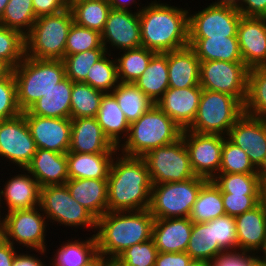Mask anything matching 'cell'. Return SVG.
I'll list each match as a JSON object with an SVG mask.
<instances>
[{
    "label": "cell",
    "instance_id": "28",
    "mask_svg": "<svg viewBox=\"0 0 266 266\" xmlns=\"http://www.w3.org/2000/svg\"><path fill=\"white\" fill-rule=\"evenodd\" d=\"M116 154L67 152L69 179H107Z\"/></svg>",
    "mask_w": 266,
    "mask_h": 266
},
{
    "label": "cell",
    "instance_id": "2",
    "mask_svg": "<svg viewBox=\"0 0 266 266\" xmlns=\"http://www.w3.org/2000/svg\"><path fill=\"white\" fill-rule=\"evenodd\" d=\"M108 180L107 208L111 212L149 209L152 182L145 160L117 153Z\"/></svg>",
    "mask_w": 266,
    "mask_h": 266
},
{
    "label": "cell",
    "instance_id": "27",
    "mask_svg": "<svg viewBox=\"0 0 266 266\" xmlns=\"http://www.w3.org/2000/svg\"><path fill=\"white\" fill-rule=\"evenodd\" d=\"M200 63L190 47L168 52L169 88H187L200 85Z\"/></svg>",
    "mask_w": 266,
    "mask_h": 266
},
{
    "label": "cell",
    "instance_id": "16",
    "mask_svg": "<svg viewBox=\"0 0 266 266\" xmlns=\"http://www.w3.org/2000/svg\"><path fill=\"white\" fill-rule=\"evenodd\" d=\"M101 36L102 44L110 54H115L112 52L115 50L141 47L139 12L111 9Z\"/></svg>",
    "mask_w": 266,
    "mask_h": 266
},
{
    "label": "cell",
    "instance_id": "17",
    "mask_svg": "<svg viewBox=\"0 0 266 266\" xmlns=\"http://www.w3.org/2000/svg\"><path fill=\"white\" fill-rule=\"evenodd\" d=\"M227 138L247 152L250 162L259 170L266 160V120L244 113L232 126Z\"/></svg>",
    "mask_w": 266,
    "mask_h": 266
},
{
    "label": "cell",
    "instance_id": "24",
    "mask_svg": "<svg viewBox=\"0 0 266 266\" xmlns=\"http://www.w3.org/2000/svg\"><path fill=\"white\" fill-rule=\"evenodd\" d=\"M26 170L37 180L40 188L63 185L69 179L66 153L37 149Z\"/></svg>",
    "mask_w": 266,
    "mask_h": 266
},
{
    "label": "cell",
    "instance_id": "56",
    "mask_svg": "<svg viewBox=\"0 0 266 266\" xmlns=\"http://www.w3.org/2000/svg\"><path fill=\"white\" fill-rule=\"evenodd\" d=\"M29 252H33V251H25L24 253L22 250V252H18L12 266H50L46 264V261L44 262L45 260L44 257L49 259L46 253L47 251H34V253L35 252L38 253L37 255L34 253L31 254ZM39 254L40 256H38ZM42 256L44 257L39 258Z\"/></svg>",
    "mask_w": 266,
    "mask_h": 266
},
{
    "label": "cell",
    "instance_id": "54",
    "mask_svg": "<svg viewBox=\"0 0 266 266\" xmlns=\"http://www.w3.org/2000/svg\"><path fill=\"white\" fill-rule=\"evenodd\" d=\"M192 261V258L186 252H159L156 258L155 266H189Z\"/></svg>",
    "mask_w": 266,
    "mask_h": 266
},
{
    "label": "cell",
    "instance_id": "67",
    "mask_svg": "<svg viewBox=\"0 0 266 266\" xmlns=\"http://www.w3.org/2000/svg\"><path fill=\"white\" fill-rule=\"evenodd\" d=\"M259 176H266V160L261 168L258 170Z\"/></svg>",
    "mask_w": 266,
    "mask_h": 266
},
{
    "label": "cell",
    "instance_id": "45",
    "mask_svg": "<svg viewBox=\"0 0 266 266\" xmlns=\"http://www.w3.org/2000/svg\"><path fill=\"white\" fill-rule=\"evenodd\" d=\"M25 57V36L18 30L0 24V59L12 70Z\"/></svg>",
    "mask_w": 266,
    "mask_h": 266
},
{
    "label": "cell",
    "instance_id": "5",
    "mask_svg": "<svg viewBox=\"0 0 266 266\" xmlns=\"http://www.w3.org/2000/svg\"><path fill=\"white\" fill-rule=\"evenodd\" d=\"M12 72L16 82L17 103L22 112L27 111L39 98L54 88L55 84L66 78L62 60L27 56Z\"/></svg>",
    "mask_w": 266,
    "mask_h": 266
},
{
    "label": "cell",
    "instance_id": "66",
    "mask_svg": "<svg viewBox=\"0 0 266 266\" xmlns=\"http://www.w3.org/2000/svg\"><path fill=\"white\" fill-rule=\"evenodd\" d=\"M8 2H9V0H0V17L3 14L5 7H6Z\"/></svg>",
    "mask_w": 266,
    "mask_h": 266
},
{
    "label": "cell",
    "instance_id": "6",
    "mask_svg": "<svg viewBox=\"0 0 266 266\" xmlns=\"http://www.w3.org/2000/svg\"><path fill=\"white\" fill-rule=\"evenodd\" d=\"M74 22L70 8L36 19L25 35V56L36 59L62 60L69 29Z\"/></svg>",
    "mask_w": 266,
    "mask_h": 266
},
{
    "label": "cell",
    "instance_id": "19",
    "mask_svg": "<svg viewBox=\"0 0 266 266\" xmlns=\"http://www.w3.org/2000/svg\"><path fill=\"white\" fill-rule=\"evenodd\" d=\"M15 171L13 176L10 174V178H6L3 187L0 186V216L13 210L40 206V186L37 180L26 169L17 168ZM1 210L4 212L1 213Z\"/></svg>",
    "mask_w": 266,
    "mask_h": 266
},
{
    "label": "cell",
    "instance_id": "60",
    "mask_svg": "<svg viewBox=\"0 0 266 266\" xmlns=\"http://www.w3.org/2000/svg\"><path fill=\"white\" fill-rule=\"evenodd\" d=\"M211 4L214 5H223V6H232L237 8L240 4V0H215Z\"/></svg>",
    "mask_w": 266,
    "mask_h": 266
},
{
    "label": "cell",
    "instance_id": "37",
    "mask_svg": "<svg viewBox=\"0 0 266 266\" xmlns=\"http://www.w3.org/2000/svg\"><path fill=\"white\" fill-rule=\"evenodd\" d=\"M155 53V51L142 46L117 52L118 55L115 54L114 57L119 82L134 83L146 70Z\"/></svg>",
    "mask_w": 266,
    "mask_h": 266
},
{
    "label": "cell",
    "instance_id": "33",
    "mask_svg": "<svg viewBox=\"0 0 266 266\" xmlns=\"http://www.w3.org/2000/svg\"><path fill=\"white\" fill-rule=\"evenodd\" d=\"M134 84L156 104L169 88L168 52L155 53Z\"/></svg>",
    "mask_w": 266,
    "mask_h": 266
},
{
    "label": "cell",
    "instance_id": "65",
    "mask_svg": "<svg viewBox=\"0 0 266 266\" xmlns=\"http://www.w3.org/2000/svg\"><path fill=\"white\" fill-rule=\"evenodd\" d=\"M83 266H98V253L86 265Z\"/></svg>",
    "mask_w": 266,
    "mask_h": 266
},
{
    "label": "cell",
    "instance_id": "30",
    "mask_svg": "<svg viewBox=\"0 0 266 266\" xmlns=\"http://www.w3.org/2000/svg\"><path fill=\"white\" fill-rule=\"evenodd\" d=\"M200 61L243 62L237 37L189 38Z\"/></svg>",
    "mask_w": 266,
    "mask_h": 266
},
{
    "label": "cell",
    "instance_id": "23",
    "mask_svg": "<svg viewBox=\"0 0 266 266\" xmlns=\"http://www.w3.org/2000/svg\"><path fill=\"white\" fill-rule=\"evenodd\" d=\"M193 222L188 217L155 219L152 239L158 252H186Z\"/></svg>",
    "mask_w": 266,
    "mask_h": 266
},
{
    "label": "cell",
    "instance_id": "18",
    "mask_svg": "<svg viewBox=\"0 0 266 266\" xmlns=\"http://www.w3.org/2000/svg\"><path fill=\"white\" fill-rule=\"evenodd\" d=\"M37 149L67 153L70 147L71 118H51L22 112Z\"/></svg>",
    "mask_w": 266,
    "mask_h": 266
},
{
    "label": "cell",
    "instance_id": "43",
    "mask_svg": "<svg viewBox=\"0 0 266 266\" xmlns=\"http://www.w3.org/2000/svg\"><path fill=\"white\" fill-rule=\"evenodd\" d=\"M212 180L221 193L260 195L258 173H218Z\"/></svg>",
    "mask_w": 266,
    "mask_h": 266
},
{
    "label": "cell",
    "instance_id": "53",
    "mask_svg": "<svg viewBox=\"0 0 266 266\" xmlns=\"http://www.w3.org/2000/svg\"><path fill=\"white\" fill-rule=\"evenodd\" d=\"M37 18L59 13L69 8L68 0H32Z\"/></svg>",
    "mask_w": 266,
    "mask_h": 266
},
{
    "label": "cell",
    "instance_id": "50",
    "mask_svg": "<svg viewBox=\"0 0 266 266\" xmlns=\"http://www.w3.org/2000/svg\"><path fill=\"white\" fill-rule=\"evenodd\" d=\"M213 227L214 242L224 251L237 250L235 217L223 215L209 221Z\"/></svg>",
    "mask_w": 266,
    "mask_h": 266
},
{
    "label": "cell",
    "instance_id": "58",
    "mask_svg": "<svg viewBox=\"0 0 266 266\" xmlns=\"http://www.w3.org/2000/svg\"><path fill=\"white\" fill-rule=\"evenodd\" d=\"M107 1L109 2L111 9L114 10L139 12L144 7L143 6L144 4L141 3L140 0H107ZM133 5L137 6L131 7ZM131 8L132 9L135 8L136 11L134 9L131 10Z\"/></svg>",
    "mask_w": 266,
    "mask_h": 266
},
{
    "label": "cell",
    "instance_id": "11",
    "mask_svg": "<svg viewBox=\"0 0 266 266\" xmlns=\"http://www.w3.org/2000/svg\"><path fill=\"white\" fill-rule=\"evenodd\" d=\"M142 158L152 184L179 182L196 176L182 137L172 144L152 149Z\"/></svg>",
    "mask_w": 266,
    "mask_h": 266
},
{
    "label": "cell",
    "instance_id": "21",
    "mask_svg": "<svg viewBox=\"0 0 266 266\" xmlns=\"http://www.w3.org/2000/svg\"><path fill=\"white\" fill-rule=\"evenodd\" d=\"M202 87L168 88L156 105L183 130L194 121Z\"/></svg>",
    "mask_w": 266,
    "mask_h": 266
},
{
    "label": "cell",
    "instance_id": "44",
    "mask_svg": "<svg viewBox=\"0 0 266 266\" xmlns=\"http://www.w3.org/2000/svg\"><path fill=\"white\" fill-rule=\"evenodd\" d=\"M105 48H95L73 55L64 56L62 59L65 67L66 77L73 82L86 83V76L98 60L106 54Z\"/></svg>",
    "mask_w": 266,
    "mask_h": 266
},
{
    "label": "cell",
    "instance_id": "64",
    "mask_svg": "<svg viewBox=\"0 0 266 266\" xmlns=\"http://www.w3.org/2000/svg\"><path fill=\"white\" fill-rule=\"evenodd\" d=\"M189 266H210L208 262L193 260Z\"/></svg>",
    "mask_w": 266,
    "mask_h": 266
},
{
    "label": "cell",
    "instance_id": "10",
    "mask_svg": "<svg viewBox=\"0 0 266 266\" xmlns=\"http://www.w3.org/2000/svg\"><path fill=\"white\" fill-rule=\"evenodd\" d=\"M206 178L152 184L149 211L155 219L188 217Z\"/></svg>",
    "mask_w": 266,
    "mask_h": 266
},
{
    "label": "cell",
    "instance_id": "32",
    "mask_svg": "<svg viewBox=\"0 0 266 266\" xmlns=\"http://www.w3.org/2000/svg\"><path fill=\"white\" fill-rule=\"evenodd\" d=\"M73 81L65 78L27 111L32 115L51 118H70Z\"/></svg>",
    "mask_w": 266,
    "mask_h": 266
},
{
    "label": "cell",
    "instance_id": "55",
    "mask_svg": "<svg viewBox=\"0 0 266 266\" xmlns=\"http://www.w3.org/2000/svg\"><path fill=\"white\" fill-rule=\"evenodd\" d=\"M237 9L245 17H266V0H240Z\"/></svg>",
    "mask_w": 266,
    "mask_h": 266
},
{
    "label": "cell",
    "instance_id": "15",
    "mask_svg": "<svg viewBox=\"0 0 266 266\" xmlns=\"http://www.w3.org/2000/svg\"><path fill=\"white\" fill-rule=\"evenodd\" d=\"M181 137L189 153L195 175L212 180L219 173L222 147L227 136L184 129Z\"/></svg>",
    "mask_w": 266,
    "mask_h": 266
},
{
    "label": "cell",
    "instance_id": "41",
    "mask_svg": "<svg viewBox=\"0 0 266 266\" xmlns=\"http://www.w3.org/2000/svg\"><path fill=\"white\" fill-rule=\"evenodd\" d=\"M36 19L32 0H9L0 17V24L18 30L25 36Z\"/></svg>",
    "mask_w": 266,
    "mask_h": 266
},
{
    "label": "cell",
    "instance_id": "35",
    "mask_svg": "<svg viewBox=\"0 0 266 266\" xmlns=\"http://www.w3.org/2000/svg\"><path fill=\"white\" fill-rule=\"evenodd\" d=\"M74 22L98 32H102L111 6L107 0H74L69 3Z\"/></svg>",
    "mask_w": 266,
    "mask_h": 266
},
{
    "label": "cell",
    "instance_id": "9",
    "mask_svg": "<svg viewBox=\"0 0 266 266\" xmlns=\"http://www.w3.org/2000/svg\"><path fill=\"white\" fill-rule=\"evenodd\" d=\"M40 207L50 226L57 223V226L73 227L75 233L84 227L96 233L97 219L71 196L65 184L40 188Z\"/></svg>",
    "mask_w": 266,
    "mask_h": 266
},
{
    "label": "cell",
    "instance_id": "34",
    "mask_svg": "<svg viewBox=\"0 0 266 266\" xmlns=\"http://www.w3.org/2000/svg\"><path fill=\"white\" fill-rule=\"evenodd\" d=\"M226 215L220 188L213 180H208L200 189L189 219L192 222H209Z\"/></svg>",
    "mask_w": 266,
    "mask_h": 266
},
{
    "label": "cell",
    "instance_id": "26",
    "mask_svg": "<svg viewBox=\"0 0 266 266\" xmlns=\"http://www.w3.org/2000/svg\"><path fill=\"white\" fill-rule=\"evenodd\" d=\"M65 185L71 196L96 219L108 212L107 179H68Z\"/></svg>",
    "mask_w": 266,
    "mask_h": 266
},
{
    "label": "cell",
    "instance_id": "36",
    "mask_svg": "<svg viewBox=\"0 0 266 266\" xmlns=\"http://www.w3.org/2000/svg\"><path fill=\"white\" fill-rule=\"evenodd\" d=\"M224 250L214 242L213 227L210 222H193L186 253L196 261L210 262Z\"/></svg>",
    "mask_w": 266,
    "mask_h": 266
},
{
    "label": "cell",
    "instance_id": "3",
    "mask_svg": "<svg viewBox=\"0 0 266 266\" xmlns=\"http://www.w3.org/2000/svg\"><path fill=\"white\" fill-rule=\"evenodd\" d=\"M154 220L149 209L106 212L96 223L97 252L115 260L129 247L152 238Z\"/></svg>",
    "mask_w": 266,
    "mask_h": 266
},
{
    "label": "cell",
    "instance_id": "40",
    "mask_svg": "<svg viewBox=\"0 0 266 266\" xmlns=\"http://www.w3.org/2000/svg\"><path fill=\"white\" fill-rule=\"evenodd\" d=\"M244 113L253 117H266V68L249 69L247 99Z\"/></svg>",
    "mask_w": 266,
    "mask_h": 266
},
{
    "label": "cell",
    "instance_id": "22",
    "mask_svg": "<svg viewBox=\"0 0 266 266\" xmlns=\"http://www.w3.org/2000/svg\"><path fill=\"white\" fill-rule=\"evenodd\" d=\"M68 152L76 153H118L104 135L96 117L71 119V137Z\"/></svg>",
    "mask_w": 266,
    "mask_h": 266
},
{
    "label": "cell",
    "instance_id": "57",
    "mask_svg": "<svg viewBox=\"0 0 266 266\" xmlns=\"http://www.w3.org/2000/svg\"><path fill=\"white\" fill-rule=\"evenodd\" d=\"M18 249L0 236V266H12L20 252Z\"/></svg>",
    "mask_w": 266,
    "mask_h": 266
},
{
    "label": "cell",
    "instance_id": "52",
    "mask_svg": "<svg viewBox=\"0 0 266 266\" xmlns=\"http://www.w3.org/2000/svg\"><path fill=\"white\" fill-rule=\"evenodd\" d=\"M256 255L243 250L223 251L209 262L210 266H249Z\"/></svg>",
    "mask_w": 266,
    "mask_h": 266
},
{
    "label": "cell",
    "instance_id": "62",
    "mask_svg": "<svg viewBox=\"0 0 266 266\" xmlns=\"http://www.w3.org/2000/svg\"><path fill=\"white\" fill-rule=\"evenodd\" d=\"M255 255H256V258L258 260H260L266 264V239L264 240L261 248L257 251V253Z\"/></svg>",
    "mask_w": 266,
    "mask_h": 266
},
{
    "label": "cell",
    "instance_id": "20",
    "mask_svg": "<svg viewBox=\"0 0 266 266\" xmlns=\"http://www.w3.org/2000/svg\"><path fill=\"white\" fill-rule=\"evenodd\" d=\"M237 39L242 60L249 69L266 64V17L242 16Z\"/></svg>",
    "mask_w": 266,
    "mask_h": 266
},
{
    "label": "cell",
    "instance_id": "12",
    "mask_svg": "<svg viewBox=\"0 0 266 266\" xmlns=\"http://www.w3.org/2000/svg\"><path fill=\"white\" fill-rule=\"evenodd\" d=\"M249 68L244 62L201 61L200 86L202 89L226 93L243 105L247 99Z\"/></svg>",
    "mask_w": 266,
    "mask_h": 266
},
{
    "label": "cell",
    "instance_id": "49",
    "mask_svg": "<svg viewBox=\"0 0 266 266\" xmlns=\"http://www.w3.org/2000/svg\"><path fill=\"white\" fill-rule=\"evenodd\" d=\"M21 113L17 103L16 82L11 71L0 79V121L14 118Z\"/></svg>",
    "mask_w": 266,
    "mask_h": 266
},
{
    "label": "cell",
    "instance_id": "25",
    "mask_svg": "<svg viewBox=\"0 0 266 266\" xmlns=\"http://www.w3.org/2000/svg\"><path fill=\"white\" fill-rule=\"evenodd\" d=\"M237 250L256 254L266 239V208L260 203L254 209L235 217Z\"/></svg>",
    "mask_w": 266,
    "mask_h": 266
},
{
    "label": "cell",
    "instance_id": "8",
    "mask_svg": "<svg viewBox=\"0 0 266 266\" xmlns=\"http://www.w3.org/2000/svg\"><path fill=\"white\" fill-rule=\"evenodd\" d=\"M48 226L47 217L40 206L13 210L0 216V236L20 251L25 248L26 251H48L49 254L46 239Z\"/></svg>",
    "mask_w": 266,
    "mask_h": 266
},
{
    "label": "cell",
    "instance_id": "47",
    "mask_svg": "<svg viewBox=\"0 0 266 266\" xmlns=\"http://www.w3.org/2000/svg\"><path fill=\"white\" fill-rule=\"evenodd\" d=\"M219 173H258V170L250 162L247 152L226 137L222 147Z\"/></svg>",
    "mask_w": 266,
    "mask_h": 266
},
{
    "label": "cell",
    "instance_id": "39",
    "mask_svg": "<svg viewBox=\"0 0 266 266\" xmlns=\"http://www.w3.org/2000/svg\"><path fill=\"white\" fill-rule=\"evenodd\" d=\"M104 92L83 82L72 83L70 118L96 117Z\"/></svg>",
    "mask_w": 266,
    "mask_h": 266
},
{
    "label": "cell",
    "instance_id": "51",
    "mask_svg": "<svg viewBox=\"0 0 266 266\" xmlns=\"http://www.w3.org/2000/svg\"><path fill=\"white\" fill-rule=\"evenodd\" d=\"M226 215L236 217L260 204V195L222 193Z\"/></svg>",
    "mask_w": 266,
    "mask_h": 266
},
{
    "label": "cell",
    "instance_id": "7",
    "mask_svg": "<svg viewBox=\"0 0 266 266\" xmlns=\"http://www.w3.org/2000/svg\"><path fill=\"white\" fill-rule=\"evenodd\" d=\"M244 114V105L234 96L203 89L197 114L187 130L227 136Z\"/></svg>",
    "mask_w": 266,
    "mask_h": 266
},
{
    "label": "cell",
    "instance_id": "68",
    "mask_svg": "<svg viewBox=\"0 0 266 266\" xmlns=\"http://www.w3.org/2000/svg\"><path fill=\"white\" fill-rule=\"evenodd\" d=\"M249 266H266V264L256 258Z\"/></svg>",
    "mask_w": 266,
    "mask_h": 266
},
{
    "label": "cell",
    "instance_id": "61",
    "mask_svg": "<svg viewBox=\"0 0 266 266\" xmlns=\"http://www.w3.org/2000/svg\"><path fill=\"white\" fill-rule=\"evenodd\" d=\"M98 266H122V265H120L116 260L104 259L98 253Z\"/></svg>",
    "mask_w": 266,
    "mask_h": 266
},
{
    "label": "cell",
    "instance_id": "59",
    "mask_svg": "<svg viewBox=\"0 0 266 266\" xmlns=\"http://www.w3.org/2000/svg\"><path fill=\"white\" fill-rule=\"evenodd\" d=\"M260 203L266 208V176H260Z\"/></svg>",
    "mask_w": 266,
    "mask_h": 266
},
{
    "label": "cell",
    "instance_id": "38",
    "mask_svg": "<svg viewBox=\"0 0 266 266\" xmlns=\"http://www.w3.org/2000/svg\"><path fill=\"white\" fill-rule=\"evenodd\" d=\"M111 93L129 123L136 121L155 104L134 83L119 82Z\"/></svg>",
    "mask_w": 266,
    "mask_h": 266
},
{
    "label": "cell",
    "instance_id": "46",
    "mask_svg": "<svg viewBox=\"0 0 266 266\" xmlns=\"http://www.w3.org/2000/svg\"><path fill=\"white\" fill-rule=\"evenodd\" d=\"M95 48H105L102 44L101 33L73 22L67 36L65 56Z\"/></svg>",
    "mask_w": 266,
    "mask_h": 266
},
{
    "label": "cell",
    "instance_id": "29",
    "mask_svg": "<svg viewBox=\"0 0 266 266\" xmlns=\"http://www.w3.org/2000/svg\"><path fill=\"white\" fill-rule=\"evenodd\" d=\"M96 119L114 146L119 147L127 138L130 123L112 93H104Z\"/></svg>",
    "mask_w": 266,
    "mask_h": 266
},
{
    "label": "cell",
    "instance_id": "31",
    "mask_svg": "<svg viewBox=\"0 0 266 266\" xmlns=\"http://www.w3.org/2000/svg\"><path fill=\"white\" fill-rule=\"evenodd\" d=\"M65 239L67 242H60V247L57 246V250L51 252L53 257H49L50 266H83L98 253L94 234L86 236L85 240L77 238L76 235L71 239Z\"/></svg>",
    "mask_w": 266,
    "mask_h": 266
},
{
    "label": "cell",
    "instance_id": "1",
    "mask_svg": "<svg viewBox=\"0 0 266 266\" xmlns=\"http://www.w3.org/2000/svg\"><path fill=\"white\" fill-rule=\"evenodd\" d=\"M147 4L139 11L141 46L156 53L187 47L189 9L161 0L147 1Z\"/></svg>",
    "mask_w": 266,
    "mask_h": 266
},
{
    "label": "cell",
    "instance_id": "13",
    "mask_svg": "<svg viewBox=\"0 0 266 266\" xmlns=\"http://www.w3.org/2000/svg\"><path fill=\"white\" fill-rule=\"evenodd\" d=\"M206 4L207 7L203 5L200 11L192 12L191 7H188L189 38L237 37V28L242 17L238 9L232 6Z\"/></svg>",
    "mask_w": 266,
    "mask_h": 266
},
{
    "label": "cell",
    "instance_id": "42",
    "mask_svg": "<svg viewBox=\"0 0 266 266\" xmlns=\"http://www.w3.org/2000/svg\"><path fill=\"white\" fill-rule=\"evenodd\" d=\"M86 84L104 93H111L119 84L114 54L106 53L89 69Z\"/></svg>",
    "mask_w": 266,
    "mask_h": 266
},
{
    "label": "cell",
    "instance_id": "63",
    "mask_svg": "<svg viewBox=\"0 0 266 266\" xmlns=\"http://www.w3.org/2000/svg\"><path fill=\"white\" fill-rule=\"evenodd\" d=\"M11 71L12 69L0 59V79L6 77Z\"/></svg>",
    "mask_w": 266,
    "mask_h": 266
},
{
    "label": "cell",
    "instance_id": "4",
    "mask_svg": "<svg viewBox=\"0 0 266 266\" xmlns=\"http://www.w3.org/2000/svg\"><path fill=\"white\" fill-rule=\"evenodd\" d=\"M183 129L156 104L130 123L127 138L118 152L130 157H143L152 149L166 146L181 138Z\"/></svg>",
    "mask_w": 266,
    "mask_h": 266
},
{
    "label": "cell",
    "instance_id": "14",
    "mask_svg": "<svg viewBox=\"0 0 266 266\" xmlns=\"http://www.w3.org/2000/svg\"><path fill=\"white\" fill-rule=\"evenodd\" d=\"M37 151L24 114L0 121V160L26 169Z\"/></svg>",
    "mask_w": 266,
    "mask_h": 266
},
{
    "label": "cell",
    "instance_id": "48",
    "mask_svg": "<svg viewBox=\"0 0 266 266\" xmlns=\"http://www.w3.org/2000/svg\"><path fill=\"white\" fill-rule=\"evenodd\" d=\"M158 253L154 240L151 238L129 247L115 260L122 266H155Z\"/></svg>",
    "mask_w": 266,
    "mask_h": 266
}]
</instances>
